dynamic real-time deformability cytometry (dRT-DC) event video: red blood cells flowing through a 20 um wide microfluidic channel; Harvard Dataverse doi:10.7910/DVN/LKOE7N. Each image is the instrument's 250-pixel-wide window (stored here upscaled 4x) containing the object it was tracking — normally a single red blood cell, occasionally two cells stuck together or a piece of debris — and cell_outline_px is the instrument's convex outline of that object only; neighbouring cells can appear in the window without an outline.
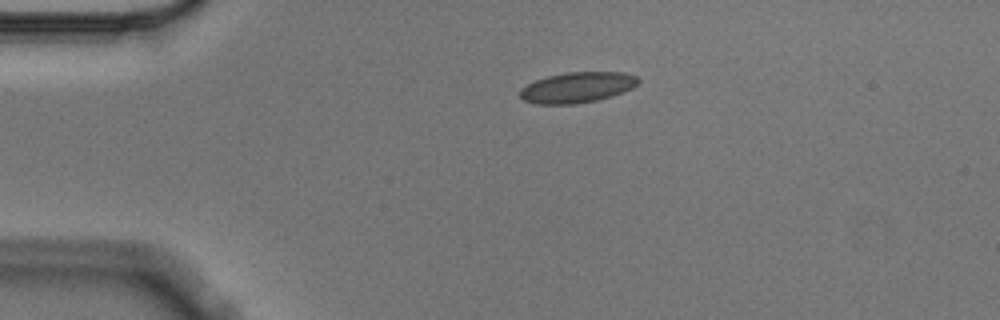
{"species": "Egyptian fruit bat (a non-hibernating species)", "species_latin": "Rousettus aegyptiacus", "temperature_condition": "cold", "stored_images_in_passage": 4, "camera_frame_rate_fps": 3000, "um_per_image_px": 0.085, "animal": {"sex": "male"}, "frame": {"image": 1, "passage_image": 1, "time_ms": 0.0, "image_size_px": [1000, 320], "cell_outline_px": [[640, 80], [632, 88], [624, 92], [612, 96], [596, 100], [576, 104], [536, 104], [524, 100], [520, 96], [520, 88], [536, 80], [548, 76], [568, 72], [624, 72], [636, 76]], "centroid_in_image_um": [49.07, 7.43], "position_along_channel_um": 35.9, "area_um2": 21.04}}
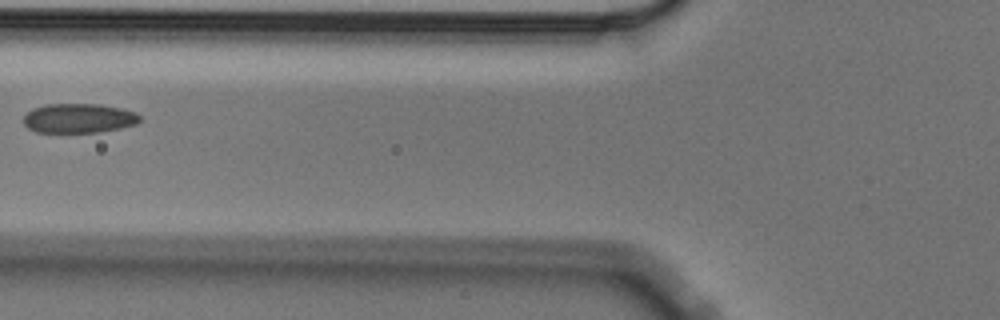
{"frame": {"image": 2, "passage_image": 3, "time_ms": 0.667, "image_size_px": [1000, 320], "cell_outline_px": [[140, 120], [136, 124], [120, 128], [100, 132], [36, 132], [28, 128], [24, 124], [24, 116], [32, 108], [44, 104], [100, 104], [120, 108], [136, 112], [140, 116]], "centroid_in_image_um": [6.69, 10.04], "position_along_channel_um": 119.1, "area_um2": 20.0}}
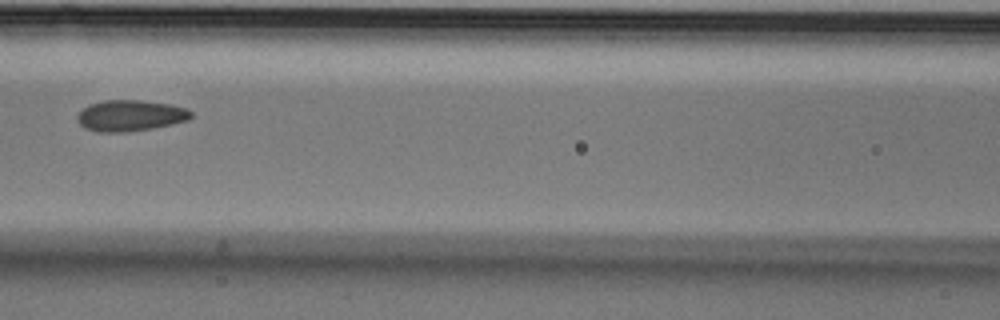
{"frame": {"image": 3, "passage_image": 4, "time_ms": 1.0, "image_size_px": [1000, 320], "cell_outline_px": [[192, 116], [188, 120], [172, 124], [152, 128], [128, 132], [100, 132], [84, 128], [80, 124], [76, 116], [88, 104], [104, 100], [140, 100], [168, 104], [188, 108], [192, 112]], "centroid_in_image_um": [11.08, 9.82], "position_along_channel_um": 155.5, "area_um2": 20.63}}